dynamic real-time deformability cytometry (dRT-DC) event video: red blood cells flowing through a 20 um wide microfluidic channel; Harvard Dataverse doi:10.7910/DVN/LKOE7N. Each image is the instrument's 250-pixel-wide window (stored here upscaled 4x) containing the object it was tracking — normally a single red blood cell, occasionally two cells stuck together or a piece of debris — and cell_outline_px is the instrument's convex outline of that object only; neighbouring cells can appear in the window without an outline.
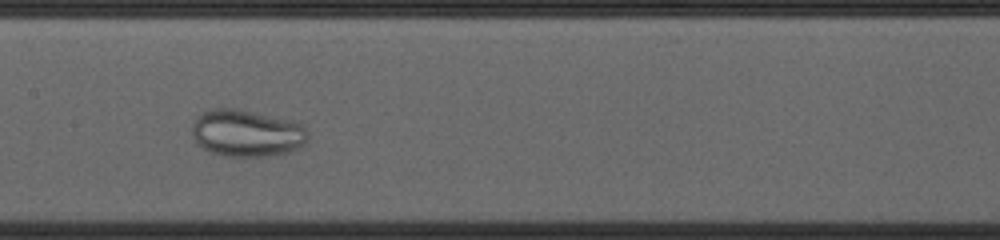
{"species": "common noctule bat (a hibernating species)", "species_latin": "Nyctalus noctula", "temperature_condition": "cold", "stored_images_in_passage": 36, "camera_frame_rate_fps": 3000, "um_per_image_px": 0.085, "animal": {"sex": "female", "body_mass_g": 23.0, "forearm_length_mm": 53.4}, "frame": {"image": 1, "passage_image": 13, "time_ms": 4.0, "image_size_px": [1000, 240], "cell_outline_px": [[308, 140], [304, 144], [288, 152], [264, 156], [228, 156], [212, 152], [204, 148], [192, 136], [192, 124], [196, 116], [212, 108], [236, 108], [292, 120], [304, 124], [308, 136]], "centroid_in_image_um": [20.98, 11.29], "position_along_channel_um": 186.4, "area_um2": 31.67}}
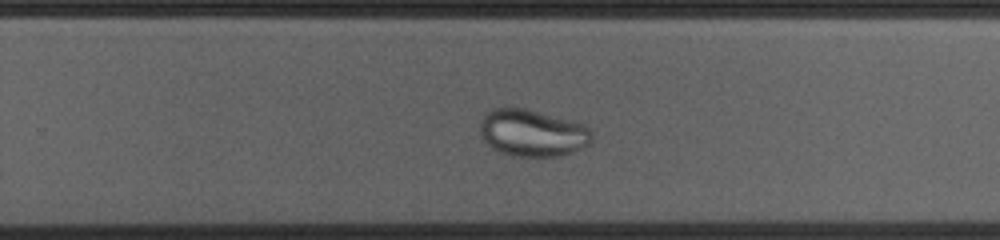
{"frame": {"image": 2, "passage_image": 21, "time_ms": 6.667, "image_size_px": [1000, 240], "cell_outline_px": [[592, 140], [588, 144], [572, 152], [560, 156], [512, 156], [500, 152], [488, 144], [484, 140], [480, 132], [480, 120], [488, 112], [496, 108], [524, 108], [572, 120], [584, 124], [592, 132]], "centroid_in_image_um": [45.26, 11.3], "position_along_channel_um": 284.5, "area_um2": 30.46}}
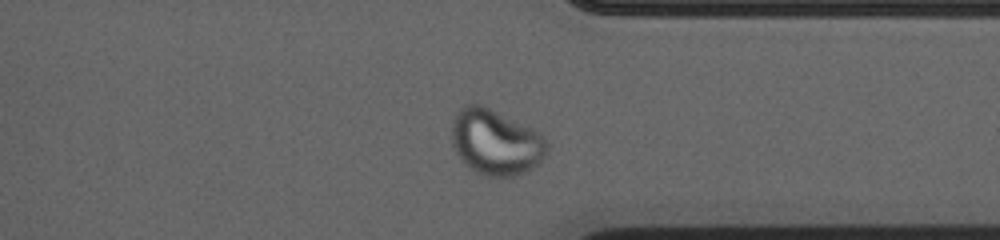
{"frame": {"image": 3, "passage_image": 28, "time_ms": 9.0, "image_size_px": [1000, 240], "cell_outline_px": [[548, 148], [544, 156], [532, 168], [524, 172], [512, 176], [484, 176], [476, 172], [464, 164], [456, 152], [452, 144], [452, 120], [460, 108], [464, 104], [480, 104], [540, 132], [544, 136], [548, 144]], "centroid_in_image_um": [42.11, 12.08], "position_along_channel_um": 369.3, "area_um2": 36.24}}